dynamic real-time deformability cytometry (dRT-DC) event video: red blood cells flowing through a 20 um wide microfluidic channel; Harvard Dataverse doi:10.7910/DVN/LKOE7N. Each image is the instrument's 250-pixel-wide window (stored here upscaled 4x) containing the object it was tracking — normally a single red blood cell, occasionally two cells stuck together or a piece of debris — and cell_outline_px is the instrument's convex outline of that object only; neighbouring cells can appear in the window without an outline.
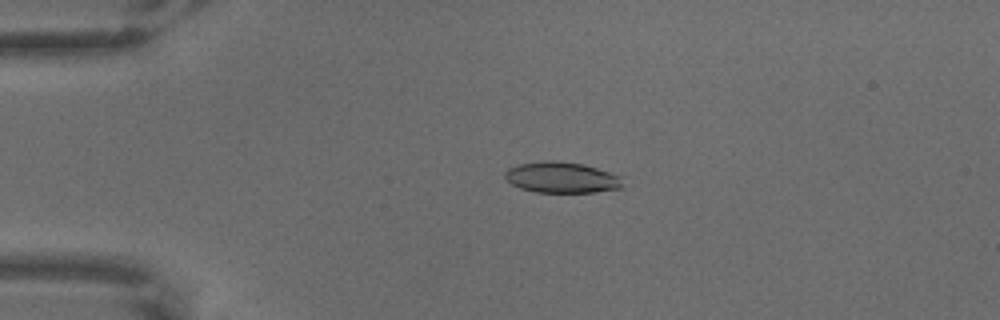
{"species": "common noctule bat (a hibernating species)", "species_latin": "Nyctalus noctula", "temperature_condition": "warm", "stored_images_in_passage": 6, "camera_frame_rate_fps": 3000, "um_per_image_px": 0.085, "animal": {"sex": "male", "body_mass_g": 18.8}, "frame": {"image": 1, "passage_image": 4, "time_ms": 1.0, "image_size_px": [1000, 320], "cell_outline_px": [[624, 188], [596, 192], [536, 192], [520, 188], [512, 184], [504, 176], [504, 172], [508, 168], [520, 164], [544, 160], [552, 160], [584, 164], [620, 176]], "centroid_in_image_um": [47.74, 15.09], "position_along_channel_um": 37.3, "area_um2": 21.21}}